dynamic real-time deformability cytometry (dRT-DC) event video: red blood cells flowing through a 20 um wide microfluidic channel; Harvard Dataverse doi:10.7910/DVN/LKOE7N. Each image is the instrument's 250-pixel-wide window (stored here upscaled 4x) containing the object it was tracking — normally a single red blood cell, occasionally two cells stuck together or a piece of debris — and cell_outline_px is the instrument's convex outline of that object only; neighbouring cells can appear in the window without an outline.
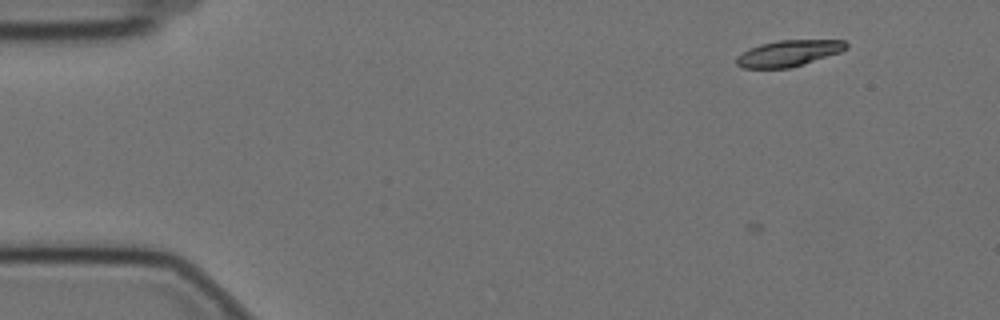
{"species": "Egyptian fruit bat (a non-hibernating species)", "species_latin": "Rousettus aegyptiacus", "temperature_condition": "cold", "stored_images_in_passage": 13, "camera_frame_rate_fps": 3000, "um_per_image_px": 0.085, "animal": {"sex": "female"}, "frame": {"image": 1, "passage_image": 1, "time_ms": 0.0, "image_size_px": [1000, 320], "cell_outline_px": [[848, 48], [840, 52], [804, 64], [788, 68], [744, 68], [736, 64], [736, 56], [748, 48], [760, 44], [780, 40], [844, 40], [848, 44]], "centroid_in_image_um": [67.02, 4.52], "position_along_channel_um": 18.0, "area_um2": 16.76}}
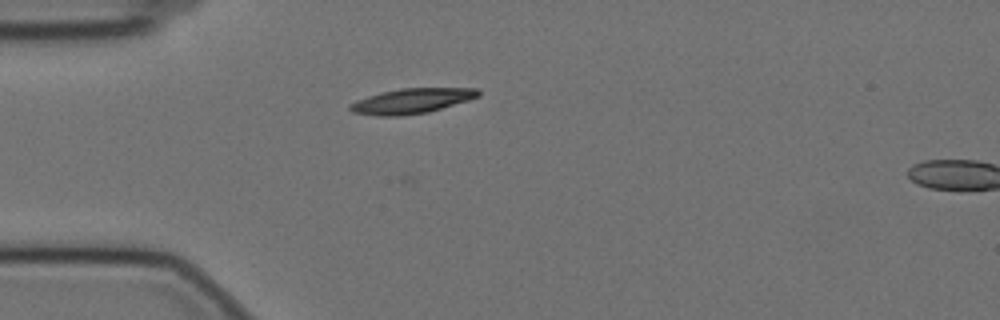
{"frame": {"image": 2, "passage_image": 11, "time_ms": 3.333, "image_size_px": [1000, 320], "cell_outline_px": [[480, 96], [468, 100], [428, 112], [400, 116], [376, 116], [352, 112], [348, 108], [356, 100], [368, 96], [400, 88], [476, 88], [480, 92]], "centroid_in_image_um": [34.99, 8.58], "position_along_channel_um": 50.0, "area_um2": 18.55}}